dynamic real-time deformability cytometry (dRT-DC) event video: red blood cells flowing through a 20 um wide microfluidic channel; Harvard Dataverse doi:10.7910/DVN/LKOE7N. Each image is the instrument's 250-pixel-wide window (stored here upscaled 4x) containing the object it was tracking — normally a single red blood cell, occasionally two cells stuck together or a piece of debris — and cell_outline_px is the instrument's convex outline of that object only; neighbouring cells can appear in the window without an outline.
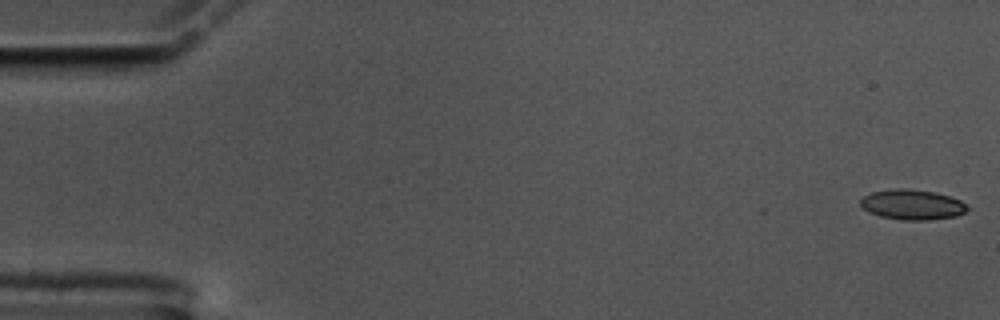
{"species": "common noctule bat (a hibernating species)", "species_latin": "Nyctalus noctula", "temperature_condition": "cold", "stored_images_in_passage": 8, "camera_frame_rate_fps": 3000, "um_per_image_px": 0.085, "animal": {"sex": "male", "body_mass_g": 17.5, "forearm_length_mm": 52.3}, "frame": {"image": 1, "passage_image": 1, "time_ms": 0.0, "image_size_px": [1000, 320], "cell_outline_px": [[968, 208], [964, 212], [956, 216], [928, 220], [904, 220], [880, 216], [868, 212], [860, 204], [860, 200], [864, 196], [872, 192], [892, 188], [904, 188], [936, 192], [960, 200], [968, 204]], "centroid_in_image_um": [77.54, 17.38], "position_along_channel_um": 7.5, "area_um2": 18.79}}